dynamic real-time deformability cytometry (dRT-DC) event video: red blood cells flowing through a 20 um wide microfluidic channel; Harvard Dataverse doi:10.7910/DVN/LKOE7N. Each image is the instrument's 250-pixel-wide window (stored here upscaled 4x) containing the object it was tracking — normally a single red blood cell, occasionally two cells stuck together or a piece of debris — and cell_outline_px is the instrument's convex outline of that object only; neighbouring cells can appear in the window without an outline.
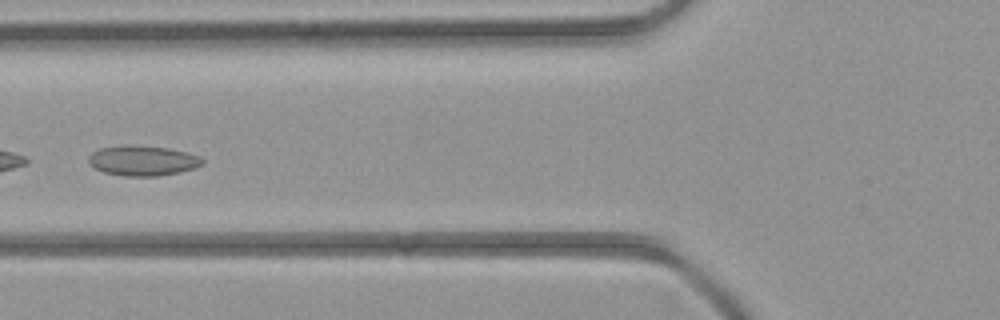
{"species": "common noctule bat (a hibernating species)", "species_latin": "Nyctalus noctula", "temperature_condition": "room temperature", "stored_images_in_passage": 5, "camera_frame_rate_fps": 3000, "um_per_image_px": 0.085, "animal": {"sex": "female", "body_mass_g": 21.9}, "frame": {"image": 1, "passage_image": 4, "time_ms": 3.333, "image_size_px": [1000, 320], "cell_outline_px": [[204, 164], [196, 168], [160, 176], [124, 176], [104, 172], [96, 168], [88, 160], [88, 156], [92, 152], [100, 148], [124, 144], [132, 144], [168, 148], [188, 152], [200, 156], [204, 160]], "centroid_in_image_um": [12.16, 13.64], "position_along_channel_um": 113.6, "area_um2": 20.23}}
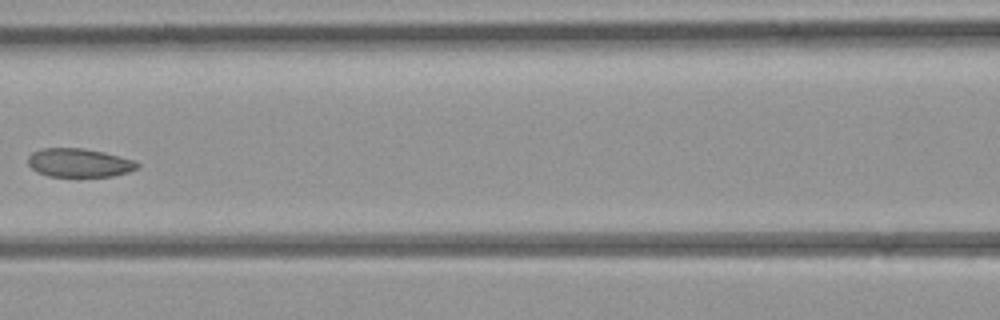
{"frame": {"image": 2, "passage_image": 5, "time_ms": 4.333, "image_size_px": [1000, 320], "cell_outline_px": [[140, 164], [136, 168], [128, 172], [112, 176], [48, 176], [36, 172], [28, 164], [28, 156], [32, 152], [40, 148], [84, 148], [104, 152], [136, 160]], "centroid_in_image_um": [6.72, 13.82], "position_along_channel_um": 159.9, "area_um2": 18.32}}